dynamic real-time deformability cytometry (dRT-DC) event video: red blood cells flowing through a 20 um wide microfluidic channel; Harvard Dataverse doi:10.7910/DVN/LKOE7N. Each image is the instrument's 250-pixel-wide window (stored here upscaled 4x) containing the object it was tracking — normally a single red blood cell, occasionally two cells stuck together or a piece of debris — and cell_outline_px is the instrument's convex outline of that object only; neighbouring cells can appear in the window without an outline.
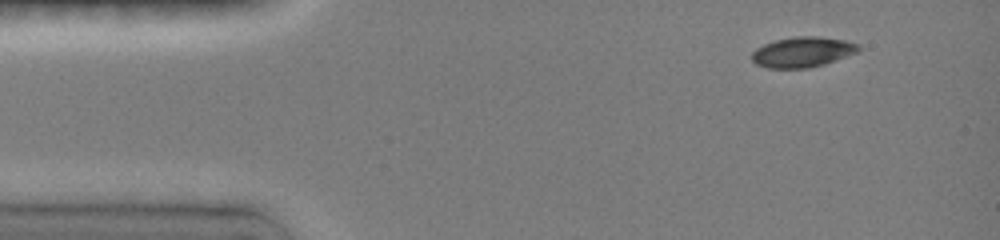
{"species": "common noctule bat (a hibernating species)", "species_latin": "Nyctalus noctula", "temperature_condition": "room temperature", "stored_images_in_passage": 39, "camera_frame_rate_fps": 3000, "um_per_image_px": 0.085, "animal": {"sex": "female", "body_mass_g": 19.0, "forearm_length_mm": 51.5}, "frame": {"image": 1, "passage_image": 1, "time_ms": 0.0, "image_size_px": [1000, 240], "cell_outline_px": [[860, 52], [824, 64], [808, 68], [768, 68], [756, 64], [752, 60], [752, 52], [756, 48], [764, 44], [776, 40], [796, 36], [816, 36], [844, 40], [860, 44]], "centroid_in_image_um": [68.24, 4.42], "position_along_channel_um": 16.8, "area_um2": 18.9}}
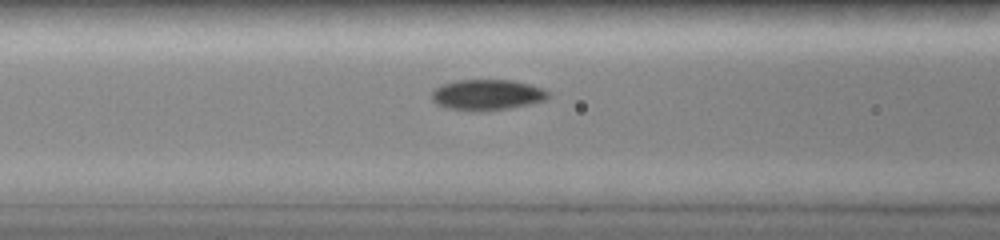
{"frame": {"image": 2, "passage_image": 24, "time_ms": 4.667, "image_size_px": [1000, 240], "cell_outline_px": [[548, 96], [544, 100], [528, 104], [508, 108], [472, 112], [448, 108], [436, 104], [432, 100], [432, 92], [436, 88], [444, 84], [456, 80], [508, 80], [528, 84], [540, 88], [548, 92]], "centroid_in_image_um": [41.34, 8.07], "position_along_channel_um": 125.3, "area_um2": 20.52}}
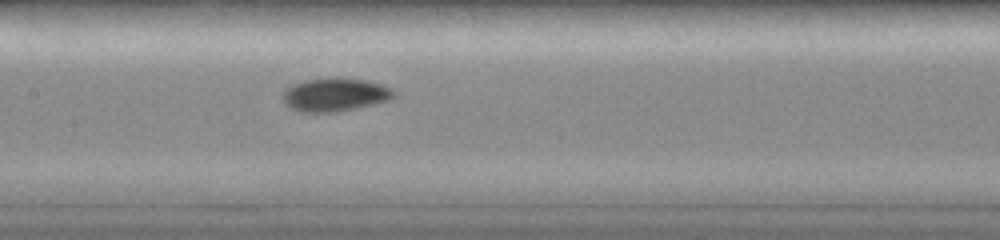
{"frame": {"image": 3, "passage_image": 33, "time_ms": 6.0, "image_size_px": [1000, 240], "cell_outline_px": [[392, 96], [388, 100], [372, 104], [336, 112], [300, 112], [292, 108], [284, 100], [284, 92], [292, 84], [304, 80], [336, 76], [368, 80], [380, 84], [388, 88], [392, 92]], "centroid_in_image_um": [28.44, 8.02], "position_along_channel_um": 179.0, "area_um2": 21.27}}